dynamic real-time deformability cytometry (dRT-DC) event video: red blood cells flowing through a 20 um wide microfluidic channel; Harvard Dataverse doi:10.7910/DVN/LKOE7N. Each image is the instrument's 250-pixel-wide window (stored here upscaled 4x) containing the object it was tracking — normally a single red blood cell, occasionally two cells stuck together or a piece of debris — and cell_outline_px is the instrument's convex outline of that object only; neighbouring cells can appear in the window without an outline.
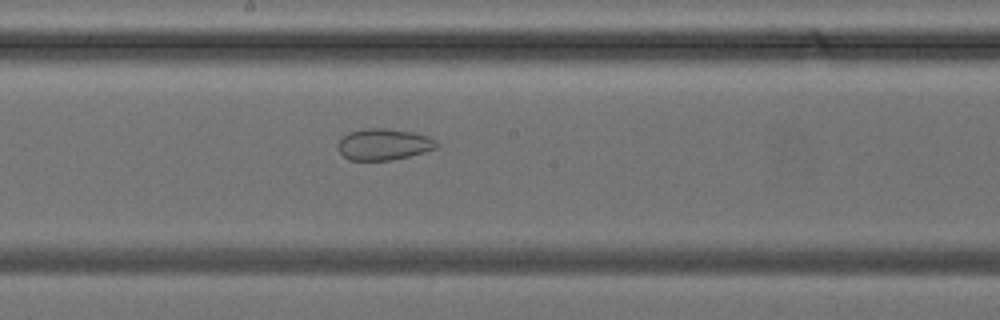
{"species": "common noctule bat (a hibernating species)", "species_latin": "Nyctalus noctula", "temperature_condition": "cold", "stored_images_in_passage": 32, "camera_frame_rate_fps": 3000, "um_per_image_px": 0.085, "animal": {"sex": "female", "body_mass_g": 24.6, "forearm_length_mm": 56.2}, "frame": {"image": 1, "passage_image": 14, "time_ms": 4.333, "image_size_px": [1000, 320], "cell_outline_px": [[436, 148], [424, 152], [392, 160], [348, 160], [340, 152], [336, 144], [348, 132], [368, 128], [384, 128], [416, 132], [428, 136], [436, 140]], "centroid_in_image_um": [32.6, 12.26], "position_along_channel_um": 215.6, "area_um2": 18.03}}